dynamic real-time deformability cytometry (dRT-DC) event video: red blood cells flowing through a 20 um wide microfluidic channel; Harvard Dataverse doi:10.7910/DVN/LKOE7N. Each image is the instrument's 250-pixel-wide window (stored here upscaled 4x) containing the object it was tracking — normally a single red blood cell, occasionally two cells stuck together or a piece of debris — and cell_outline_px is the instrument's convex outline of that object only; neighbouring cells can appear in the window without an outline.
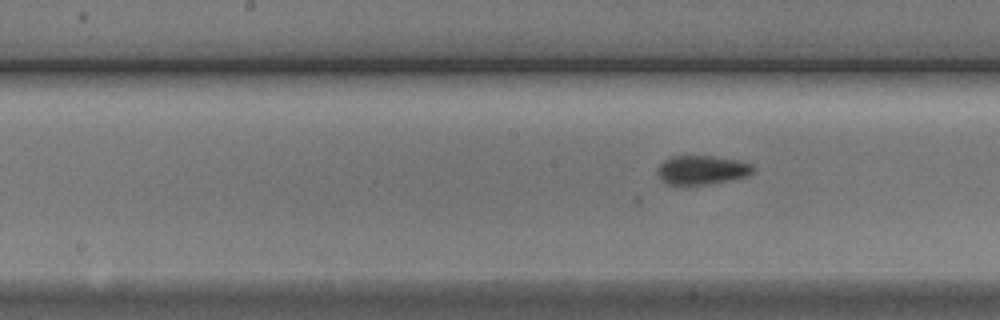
{"species": "Egyptian fruit bat (a non-hibernating species)", "species_latin": "Rousettus aegyptiacus", "temperature_condition": "cold", "stored_images_in_passage": 5, "camera_frame_rate_fps": 3000, "um_per_image_px": 0.085, "animal": {"sex": "male"}, "frame": {"image": 1, "passage_image": 5, "time_ms": 5.0, "image_size_px": [1000, 320], "cell_outline_px": [[752, 172], [748, 176], [732, 180], [708, 184], [668, 184], [660, 180], [656, 172], [660, 164], [664, 160], [672, 156], [708, 156], [740, 160], [752, 164]], "centroid_in_image_um": [59.65, 14.45], "position_along_channel_um": 188.6, "area_um2": 16.13}}